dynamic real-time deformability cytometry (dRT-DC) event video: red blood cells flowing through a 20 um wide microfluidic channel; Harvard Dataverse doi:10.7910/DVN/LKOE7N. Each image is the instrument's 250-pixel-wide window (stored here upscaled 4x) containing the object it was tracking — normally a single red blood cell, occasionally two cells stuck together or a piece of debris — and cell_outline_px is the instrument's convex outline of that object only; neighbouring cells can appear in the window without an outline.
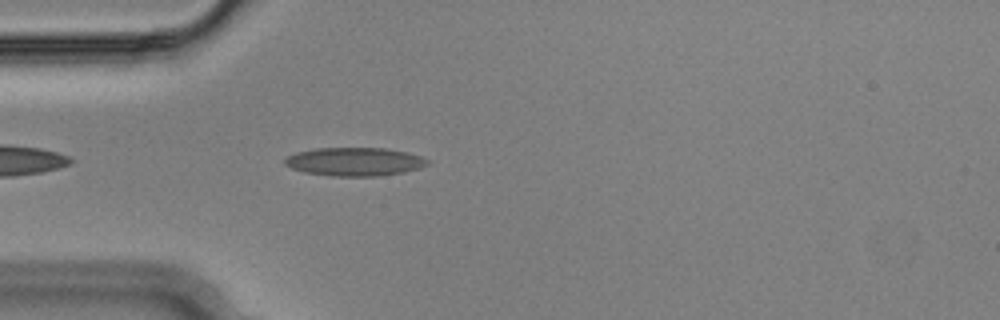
{"species": "Egyptian fruit bat (a non-hibernating species)", "species_latin": "Rousettus aegyptiacus", "temperature_condition": "cold", "stored_images_in_passage": 18, "camera_frame_rate_fps": 3000, "um_per_image_px": 0.085, "animal": {"sex": "male"}, "frame": {"image": 1, "passage_image": 4, "time_ms": 1.0, "image_size_px": [1000, 320], "cell_outline_px": [[428, 164], [420, 168], [404, 172], [380, 176], [332, 176], [304, 172], [292, 168], [284, 164], [284, 160], [288, 156], [296, 152], [316, 148], [384, 148], [404, 152], [420, 156], [428, 160]], "centroid_in_image_um": [30.12, 13.75], "position_along_channel_um": 54.9, "area_um2": 23.52}}
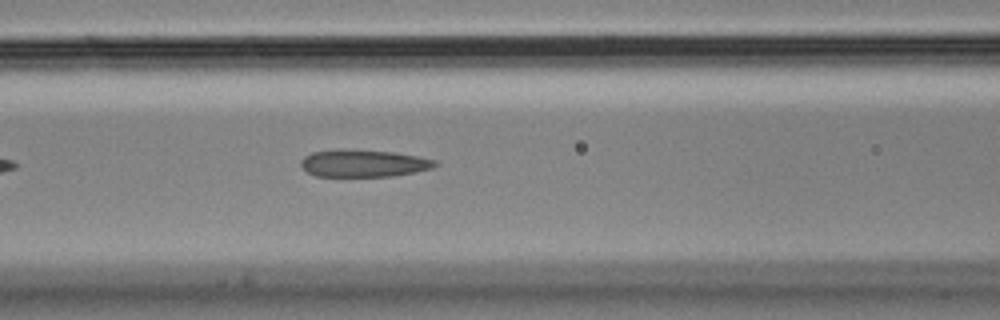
{"frame": {"image": 2, "passage_image": 11, "time_ms": 3.333, "image_size_px": [1000, 320], "cell_outline_px": [[440, 164], [432, 168], [416, 172], [392, 176], [316, 176], [308, 172], [300, 164], [300, 160], [304, 156], [312, 152], [336, 148], [344, 148], [396, 152], [436, 160]], "centroid_in_image_um": [30.9, 13.86], "position_along_channel_um": 135.7, "area_um2": 21.68}}
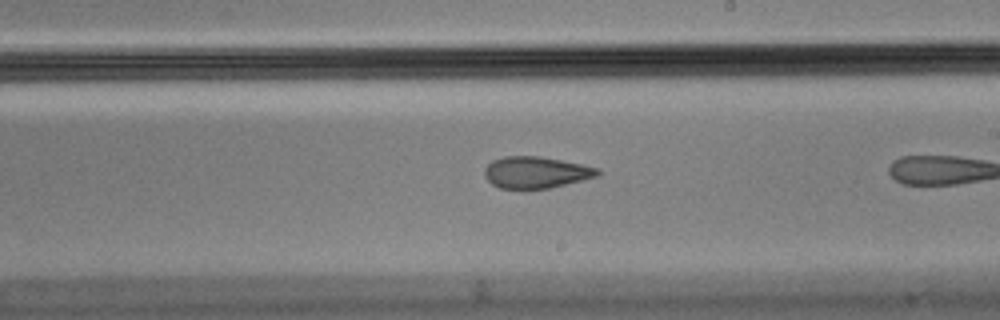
{"frame": {"image": 3, "passage_image": 17, "time_ms": 5.333, "image_size_px": [1000, 320], "cell_outline_px": [[600, 176], [548, 188], [500, 188], [492, 184], [484, 176], [484, 168], [492, 160], [504, 156], [540, 156], [600, 168]], "centroid_in_image_um": [45.55, 14.64], "position_along_channel_um": 243.4, "area_um2": 20.75}}